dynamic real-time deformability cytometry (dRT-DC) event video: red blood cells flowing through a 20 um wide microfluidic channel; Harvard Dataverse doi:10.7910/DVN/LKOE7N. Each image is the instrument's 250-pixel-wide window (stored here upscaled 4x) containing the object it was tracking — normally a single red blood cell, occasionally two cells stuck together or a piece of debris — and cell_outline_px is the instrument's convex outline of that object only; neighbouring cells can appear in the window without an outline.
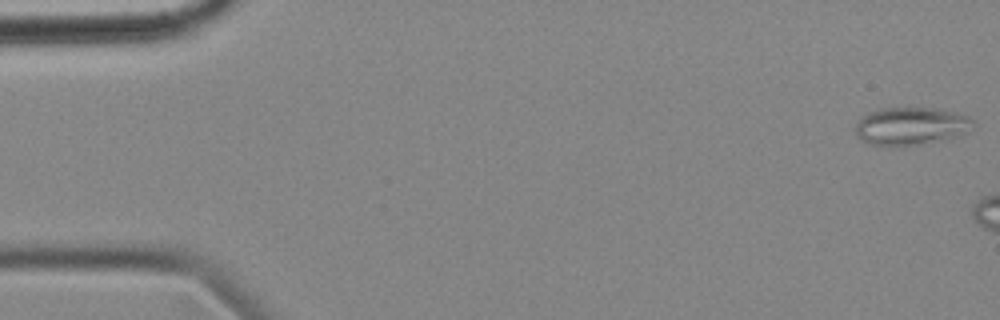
{"species": "common noctule bat (a hibernating species)", "species_latin": "Nyctalus noctula", "temperature_condition": "cold", "stored_images_in_passage": 6, "camera_frame_rate_fps": 3000, "um_per_image_px": 0.085, "animal": {"sex": "female", "body_mass_g": 18.4}, "frame": {"image": 1, "passage_image": 1, "time_ms": 0.0, "image_size_px": [1000, 320], "cell_outline_px": [[972, 120], [968, 132], [952, 136], [904, 144], [868, 144], [856, 132], [856, 124], [864, 116], [872, 112], [884, 108], [932, 108], [952, 112], [968, 116]], "centroid_in_image_um": [77.4, 10.66], "position_along_channel_um": 7.6, "area_um2": 24.1}}